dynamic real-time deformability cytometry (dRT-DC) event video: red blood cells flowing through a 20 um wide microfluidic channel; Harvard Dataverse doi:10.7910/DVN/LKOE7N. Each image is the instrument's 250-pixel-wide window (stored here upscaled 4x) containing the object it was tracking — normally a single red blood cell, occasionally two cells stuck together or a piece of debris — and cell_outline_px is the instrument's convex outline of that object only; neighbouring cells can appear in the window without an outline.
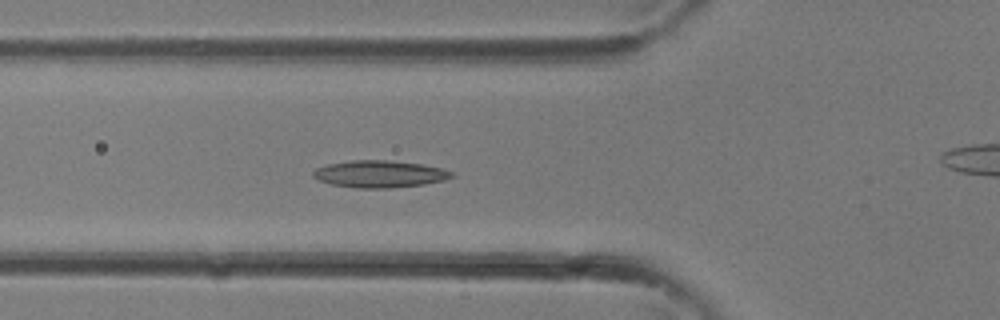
{"species": "common noctule bat (a hibernating species)", "species_latin": "Nyctalus noctula", "temperature_condition": "room temperature", "stored_images_in_passage": 36, "camera_frame_rate_fps": 3000, "um_per_image_px": 0.085, "animal": {"sex": "female"}, "frame": {"image": 1, "passage_image": 13, "time_ms": 4.0, "image_size_px": [1000, 320], "cell_outline_px": [[456, 176], [444, 180], [424, 184], [388, 188], [356, 188], [332, 184], [320, 180], [312, 176], [312, 172], [316, 168], [328, 164], [352, 160], [388, 160], [420, 164], [440, 168], [452, 172]], "centroid_in_image_um": [32.26, 14.79], "position_along_channel_um": 93.5, "area_um2": 21.68}}
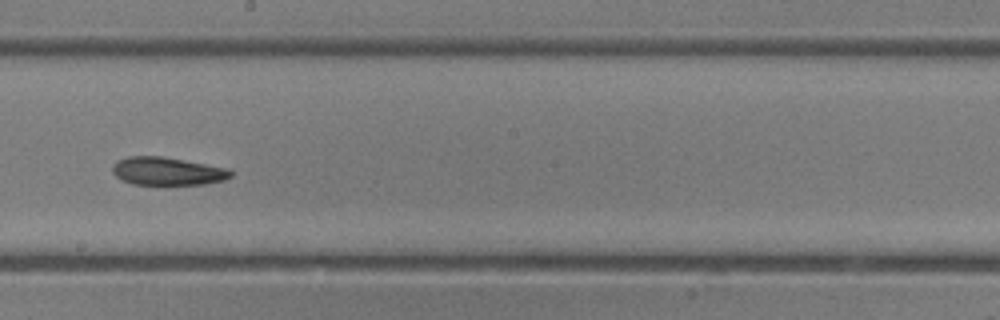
{"frame": {"image": 2, "passage_image": 20, "time_ms": 6.333, "image_size_px": [1000, 320], "cell_outline_px": [[232, 176], [224, 180], [204, 184], [132, 184], [120, 180], [112, 172], [112, 164], [116, 160], [128, 156], [160, 156], [228, 168], [232, 172]], "centroid_in_image_um": [14.18, 14.55], "position_along_channel_um": 234.0, "area_um2": 19.31}}
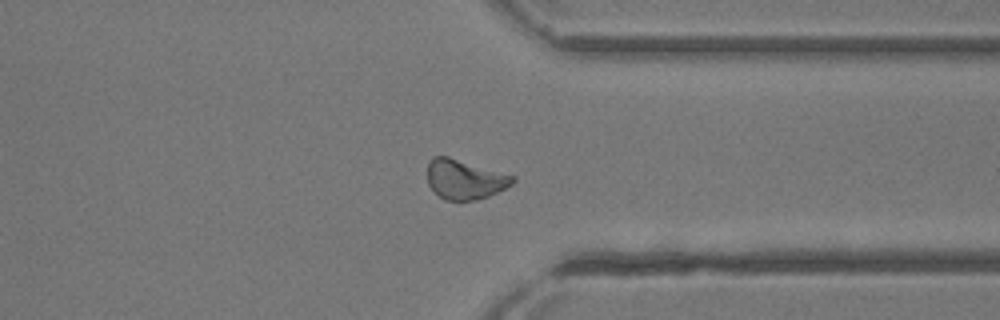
{"frame": {"image": 3, "passage_image": 27, "time_ms": 8.667, "image_size_px": [1000, 320], "cell_outline_px": [[516, 180], [512, 184], [488, 196], [476, 200], [444, 200], [428, 184], [428, 160], [432, 156], [448, 156], [516, 176]], "centroid_in_image_um": [39.5, 15.23], "position_along_channel_um": 371.9, "area_um2": 19.65}}